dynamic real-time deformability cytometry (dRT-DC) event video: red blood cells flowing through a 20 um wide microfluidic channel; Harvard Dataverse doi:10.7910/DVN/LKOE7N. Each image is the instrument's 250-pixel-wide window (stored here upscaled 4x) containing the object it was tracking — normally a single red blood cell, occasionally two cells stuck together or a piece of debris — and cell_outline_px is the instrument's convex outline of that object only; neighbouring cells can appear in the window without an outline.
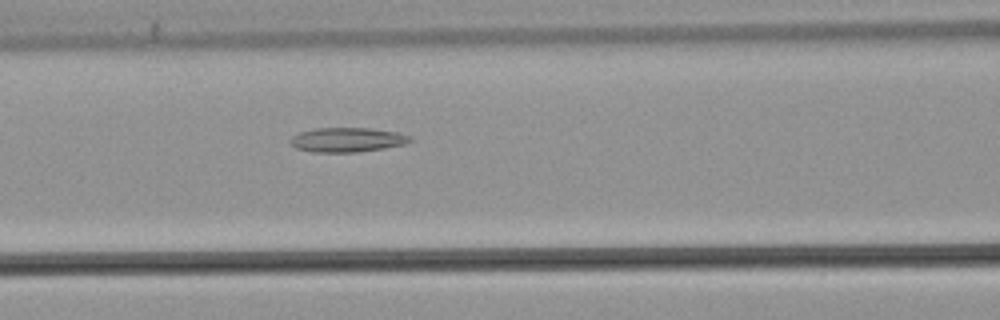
{"species": "common noctule bat (a hibernating species)", "species_latin": "Nyctalus noctula", "temperature_condition": "warm", "stored_images_in_passage": 32, "camera_frame_rate_fps": 3000, "um_per_image_px": 0.085, "animal": {"sex": "male", "body_mass_g": 21.5, "forearm_length_mm": 52.0}, "frame": {"image": 1, "passage_image": 7, "time_ms": 2.0, "image_size_px": [1000, 320], "cell_outline_px": [[412, 140], [404, 144], [384, 148], [356, 152], [312, 152], [296, 148], [288, 144], [288, 140], [292, 136], [300, 132], [316, 128], [368, 128], [396, 132], [408, 136]], "centroid_in_image_um": [29.43, 11.88], "position_along_channel_um": 137.2, "area_um2": 16.99}}
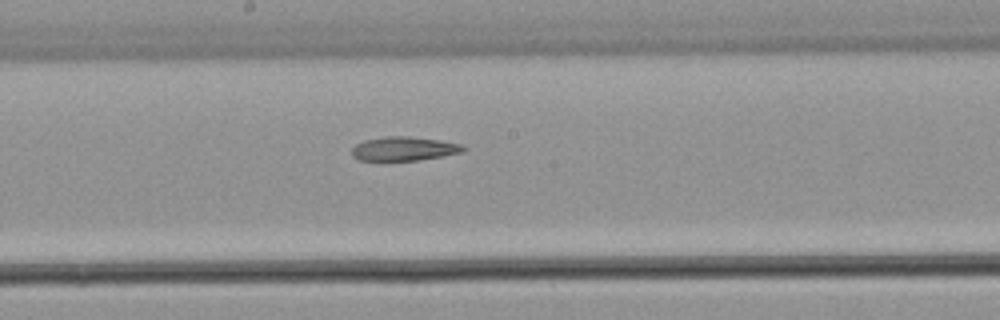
{"frame": {"image": 2, "passage_image": 13, "time_ms": 4.0, "image_size_px": [1000, 320], "cell_outline_px": [[464, 152], [416, 160], [360, 160], [352, 156], [352, 148], [356, 144], [364, 140], [384, 136], [408, 136], [440, 140], [460, 144], [464, 148]], "centroid_in_image_um": [34.3, 12.63], "position_along_channel_um": 213.9, "area_um2": 15.37}}
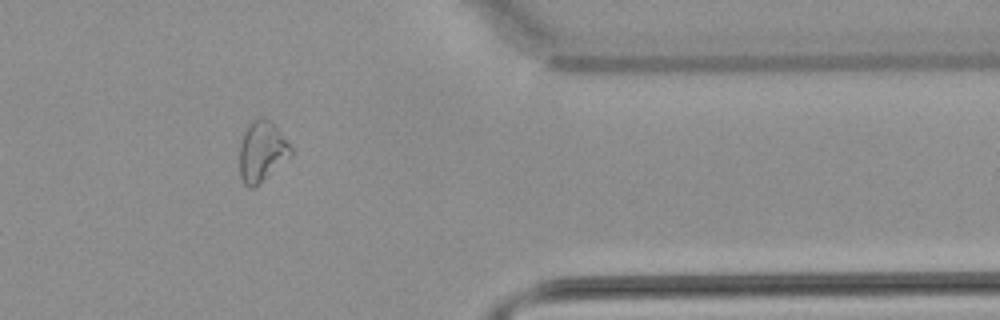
{"frame": {"image": 3, "passage_image": 28, "time_ms": 9.0, "image_size_px": [1000, 320], "cell_outline_px": [[292, 156], [252, 188], [248, 188], [244, 184], [240, 176], [240, 144], [244, 132], [252, 120], [264, 116], [272, 120], [292, 148]], "centroid_in_image_um": [22.27, 12.84], "position_along_channel_um": 389.1, "area_um2": 18.03}, "authors_computed_cell_mechanics": {"area_um2": 16.6753, "velocity_mm_per_s": 3.8473, "shape_relaxation_time_tau1_ms": null, "shape_relaxation_time_tau2_ms": 10.7421, "deformation_change_tau1": null, "deformation_change_tau2": 0.2356}}